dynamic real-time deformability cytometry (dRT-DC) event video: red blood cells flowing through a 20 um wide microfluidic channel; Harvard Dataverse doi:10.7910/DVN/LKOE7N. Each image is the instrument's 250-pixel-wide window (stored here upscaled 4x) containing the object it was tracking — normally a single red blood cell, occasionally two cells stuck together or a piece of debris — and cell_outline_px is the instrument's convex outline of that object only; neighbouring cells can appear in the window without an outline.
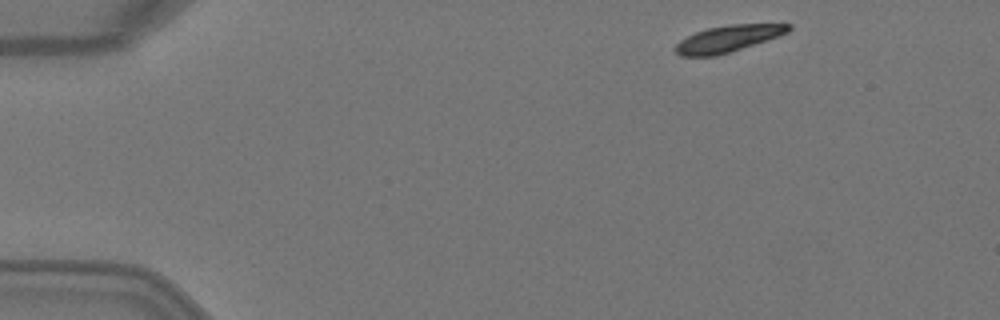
{"species": "Egyptian fruit bat (a non-hibernating species)", "species_latin": "Rousettus aegyptiacus", "temperature_condition": "warm", "stored_images_in_passage": 4, "camera_frame_rate_fps": 3000, "um_per_image_px": 0.085, "animal": {"sex": "female"}, "frame": {"image": 1, "passage_image": 1, "time_ms": 0.0, "image_size_px": [1000, 320], "cell_outline_px": [[792, 28], [788, 32], [780, 36], [716, 56], [680, 56], [672, 48], [680, 40], [696, 32], [708, 28], [732, 24], [792, 24]], "centroid_in_image_um": [61.87, 3.29], "position_along_channel_um": 23.1, "area_um2": 17.46}}